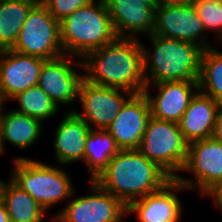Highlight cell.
I'll list each match as a JSON object with an SVG mask.
<instances>
[{"instance_id":"obj_1","label":"cell","mask_w":222,"mask_h":222,"mask_svg":"<svg viewBox=\"0 0 222 222\" xmlns=\"http://www.w3.org/2000/svg\"><path fill=\"white\" fill-rule=\"evenodd\" d=\"M82 60L84 79L88 82L132 94L144 92L146 82L138 36L117 37L113 42L91 51Z\"/></svg>"},{"instance_id":"obj_2","label":"cell","mask_w":222,"mask_h":222,"mask_svg":"<svg viewBox=\"0 0 222 222\" xmlns=\"http://www.w3.org/2000/svg\"><path fill=\"white\" fill-rule=\"evenodd\" d=\"M172 178L138 149L120 150L94 181L126 207L161 189Z\"/></svg>"},{"instance_id":"obj_3","label":"cell","mask_w":222,"mask_h":222,"mask_svg":"<svg viewBox=\"0 0 222 222\" xmlns=\"http://www.w3.org/2000/svg\"><path fill=\"white\" fill-rule=\"evenodd\" d=\"M148 37L153 44V53L141 43L146 86H151V82L152 84L172 81L198 82L204 51L202 46L154 34Z\"/></svg>"},{"instance_id":"obj_4","label":"cell","mask_w":222,"mask_h":222,"mask_svg":"<svg viewBox=\"0 0 222 222\" xmlns=\"http://www.w3.org/2000/svg\"><path fill=\"white\" fill-rule=\"evenodd\" d=\"M117 38L104 0H93L60 22L64 54L84 58Z\"/></svg>"},{"instance_id":"obj_5","label":"cell","mask_w":222,"mask_h":222,"mask_svg":"<svg viewBox=\"0 0 222 222\" xmlns=\"http://www.w3.org/2000/svg\"><path fill=\"white\" fill-rule=\"evenodd\" d=\"M11 180L29 193L46 211L75 192L64 169L25 157L14 160Z\"/></svg>"},{"instance_id":"obj_6","label":"cell","mask_w":222,"mask_h":222,"mask_svg":"<svg viewBox=\"0 0 222 222\" xmlns=\"http://www.w3.org/2000/svg\"><path fill=\"white\" fill-rule=\"evenodd\" d=\"M188 149L189 143L177 122L159 120L151 116L138 150L175 179L179 176L176 175L177 172L184 169Z\"/></svg>"},{"instance_id":"obj_7","label":"cell","mask_w":222,"mask_h":222,"mask_svg":"<svg viewBox=\"0 0 222 222\" xmlns=\"http://www.w3.org/2000/svg\"><path fill=\"white\" fill-rule=\"evenodd\" d=\"M11 50L44 60L64 54L60 40V22L40 0L30 9Z\"/></svg>"},{"instance_id":"obj_8","label":"cell","mask_w":222,"mask_h":222,"mask_svg":"<svg viewBox=\"0 0 222 222\" xmlns=\"http://www.w3.org/2000/svg\"><path fill=\"white\" fill-rule=\"evenodd\" d=\"M90 184L92 194L75 198L72 194L66 207L51 222H122L127 207L94 180Z\"/></svg>"},{"instance_id":"obj_9","label":"cell","mask_w":222,"mask_h":222,"mask_svg":"<svg viewBox=\"0 0 222 222\" xmlns=\"http://www.w3.org/2000/svg\"><path fill=\"white\" fill-rule=\"evenodd\" d=\"M132 95L125 90L95 85L83 79L78 92V101L83 111H72L90 128L107 130ZM90 123L94 126L92 127Z\"/></svg>"},{"instance_id":"obj_10","label":"cell","mask_w":222,"mask_h":222,"mask_svg":"<svg viewBox=\"0 0 222 222\" xmlns=\"http://www.w3.org/2000/svg\"><path fill=\"white\" fill-rule=\"evenodd\" d=\"M182 171L192 172L193 179L178 176L177 180L188 190L199 189L203 195L222 179V143L209 137L189 144L188 157Z\"/></svg>"},{"instance_id":"obj_11","label":"cell","mask_w":222,"mask_h":222,"mask_svg":"<svg viewBox=\"0 0 222 222\" xmlns=\"http://www.w3.org/2000/svg\"><path fill=\"white\" fill-rule=\"evenodd\" d=\"M205 27L194 5L162 3L157 8L154 35L211 47L204 37ZM205 38V39H204Z\"/></svg>"},{"instance_id":"obj_12","label":"cell","mask_w":222,"mask_h":222,"mask_svg":"<svg viewBox=\"0 0 222 222\" xmlns=\"http://www.w3.org/2000/svg\"><path fill=\"white\" fill-rule=\"evenodd\" d=\"M69 55L63 54L59 57L45 60L39 76L38 86L59 107V104H72L78 99L79 87L84 79V74H78L77 66L82 68L81 61H73ZM75 62L74 64H72Z\"/></svg>"},{"instance_id":"obj_13","label":"cell","mask_w":222,"mask_h":222,"mask_svg":"<svg viewBox=\"0 0 222 222\" xmlns=\"http://www.w3.org/2000/svg\"><path fill=\"white\" fill-rule=\"evenodd\" d=\"M0 58V104L38 85L44 59L11 49L0 50Z\"/></svg>"},{"instance_id":"obj_14","label":"cell","mask_w":222,"mask_h":222,"mask_svg":"<svg viewBox=\"0 0 222 222\" xmlns=\"http://www.w3.org/2000/svg\"><path fill=\"white\" fill-rule=\"evenodd\" d=\"M150 117V105L145 93L133 94L107 131L120 150L139 149Z\"/></svg>"},{"instance_id":"obj_15","label":"cell","mask_w":222,"mask_h":222,"mask_svg":"<svg viewBox=\"0 0 222 222\" xmlns=\"http://www.w3.org/2000/svg\"><path fill=\"white\" fill-rule=\"evenodd\" d=\"M187 188L177 178L168 181L161 189L133 201L127 206V214L135 213L138 222H179L182 205L174 191Z\"/></svg>"},{"instance_id":"obj_16","label":"cell","mask_w":222,"mask_h":222,"mask_svg":"<svg viewBox=\"0 0 222 222\" xmlns=\"http://www.w3.org/2000/svg\"><path fill=\"white\" fill-rule=\"evenodd\" d=\"M153 86L157 90L154 97L150 94V86H146L144 89L149 101L151 116L177 123L196 94L193 93V90L199 91L198 82L189 81L162 82L153 84Z\"/></svg>"},{"instance_id":"obj_17","label":"cell","mask_w":222,"mask_h":222,"mask_svg":"<svg viewBox=\"0 0 222 222\" xmlns=\"http://www.w3.org/2000/svg\"><path fill=\"white\" fill-rule=\"evenodd\" d=\"M117 37L137 38V34L153 33L157 7L140 0H104Z\"/></svg>"},{"instance_id":"obj_18","label":"cell","mask_w":222,"mask_h":222,"mask_svg":"<svg viewBox=\"0 0 222 222\" xmlns=\"http://www.w3.org/2000/svg\"><path fill=\"white\" fill-rule=\"evenodd\" d=\"M221 106L210 96L196 91L178 122L181 133L189 144L212 137Z\"/></svg>"},{"instance_id":"obj_19","label":"cell","mask_w":222,"mask_h":222,"mask_svg":"<svg viewBox=\"0 0 222 222\" xmlns=\"http://www.w3.org/2000/svg\"><path fill=\"white\" fill-rule=\"evenodd\" d=\"M54 136V152L59 164L84 161L86 138L90 126L73 111L64 115Z\"/></svg>"},{"instance_id":"obj_20","label":"cell","mask_w":222,"mask_h":222,"mask_svg":"<svg viewBox=\"0 0 222 222\" xmlns=\"http://www.w3.org/2000/svg\"><path fill=\"white\" fill-rule=\"evenodd\" d=\"M0 104V154L9 142L20 149L32 147L41 136L42 121L12 110L3 112Z\"/></svg>"},{"instance_id":"obj_21","label":"cell","mask_w":222,"mask_h":222,"mask_svg":"<svg viewBox=\"0 0 222 222\" xmlns=\"http://www.w3.org/2000/svg\"><path fill=\"white\" fill-rule=\"evenodd\" d=\"M0 199L9 213L10 222H43L46 210L11 179L0 180Z\"/></svg>"},{"instance_id":"obj_22","label":"cell","mask_w":222,"mask_h":222,"mask_svg":"<svg viewBox=\"0 0 222 222\" xmlns=\"http://www.w3.org/2000/svg\"><path fill=\"white\" fill-rule=\"evenodd\" d=\"M38 1L3 0L0 3V50L14 46L30 9Z\"/></svg>"},{"instance_id":"obj_23","label":"cell","mask_w":222,"mask_h":222,"mask_svg":"<svg viewBox=\"0 0 222 222\" xmlns=\"http://www.w3.org/2000/svg\"><path fill=\"white\" fill-rule=\"evenodd\" d=\"M119 151L115 139L107 130L91 128L84 153V163L89 170L90 180H94Z\"/></svg>"},{"instance_id":"obj_24","label":"cell","mask_w":222,"mask_h":222,"mask_svg":"<svg viewBox=\"0 0 222 222\" xmlns=\"http://www.w3.org/2000/svg\"><path fill=\"white\" fill-rule=\"evenodd\" d=\"M199 91L222 105V51L208 47L201 58Z\"/></svg>"},{"instance_id":"obj_25","label":"cell","mask_w":222,"mask_h":222,"mask_svg":"<svg viewBox=\"0 0 222 222\" xmlns=\"http://www.w3.org/2000/svg\"><path fill=\"white\" fill-rule=\"evenodd\" d=\"M11 100H17L20 107L15 111L36 118L40 121L51 119L59 110L57 105L38 86H32L18 93Z\"/></svg>"},{"instance_id":"obj_26","label":"cell","mask_w":222,"mask_h":222,"mask_svg":"<svg viewBox=\"0 0 222 222\" xmlns=\"http://www.w3.org/2000/svg\"><path fill=\"white\" fill-rule=\"evenodd\" d=\"M193 5L205 30L217 32L218 41L222 44V0H196Z\"/></svg>"},{"instance_id":"obj_27","label":"cell","mask_w":222,"mask_h":222,"mask_svg":"<svg viewBox=\"0 0 222 222\" xmlns=\"http://www.w3.org/2000/svg\"><path fill=\"white\" fill-rule=\"evenodd\" d=\"M54 18L61 22L78 8L88 5L93 0H40Z\"/></svg>"},{"instance_id":"obj_28","label":"cell","mask_w":222,"mask_h":222,"mask_svg":"<svg viewBox=\"0 0 222 222\" xmlns=\"http://www.w3.org/2000/svg\"><path fill=\"white\" fill-rule=\"evenodd\" d=\"M203 195L213 198L222 212V179L212 185Z\"/></svg>"},{"instance_id":"obj_29","label":"cell","mask_w":222,"mask_h":222,"mask_svg":"<svg viewBox=\"0 0 222 222\" xmlns=\"http://www.w3.org/2000/svg\"><path fill=\"white\" fill-rule=\"evenodd\" d=\"M212 137L222 143V106L217 115Z\"/></svg>"},{"instance_id":"obj_30","label":"cell","mask_w":222,"mask_h":222,"mask_svg":"<svg viewBox=\"0 0 222 222\" xmlns=\"http://www.w3.org/2000/svg\"><path fill=\"white\" fill-rule=\"evenodd\" d=\"M0 222H10L9 213L4 202L0 199Z\"/></svg>"},{"instance_id":"obj_31","label":"cell","mask_w":222,"mask_h":222,"mask_svg":"<svg viewBox=\"0 0 222 222\" xmlns=\"http://www.w3.org/2000/svg\"><path fill=\"white\" fill-rule=\"evenodd\" d=\"M196 0H163L166 4L193 5Z\"/></svg>"},{"instance_id":"obj_32","label":"cell","mask_w":222,"mask_h":222,"mask_svg":"<svg viewBox=\"0 0 222 222\" xmlns=\"http://www.w3.org/2000/svg\"><path fill=\"white\" fill-rule=\"evenodd\" d=\"M140 1L146 4L147 6L157 7V8L163 3V0H140Z\"/></svg>"}]
</instances>
